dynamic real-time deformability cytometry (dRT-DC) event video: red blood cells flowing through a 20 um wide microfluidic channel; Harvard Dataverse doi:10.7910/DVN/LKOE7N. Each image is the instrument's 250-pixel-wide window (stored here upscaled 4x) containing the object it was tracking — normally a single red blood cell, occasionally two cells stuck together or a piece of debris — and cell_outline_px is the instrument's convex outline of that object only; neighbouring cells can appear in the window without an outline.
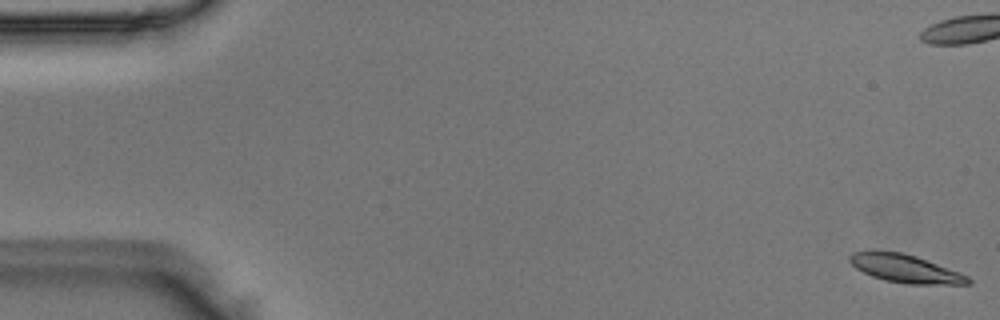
{"species": "Egyptian fruit bat (a non-hibernating species)", "species_latin": "Rousettus aegyptiacus", "temperature_condition": "room temperature", "stored_images_in_passage": 53, "camera_frame_rate_fps": 3000, "um_per_image_px": 0.085, "animal": {"sex": "male"}, "frame": {"image": 1, "passage_image": 1, "time_ms": 0.0, "image_size_px": [1000, 320], "cell_outline_px": [[972, 284], [908, 284], [884, 280], [872, 276], [856, 268], [848, 260], [848, 256], [852, 252], [900, 252], [916, 256], [960, 272], [968, 276], [972, 280]], "centroid_in_image_um": [76.99, 22.85], "position_along_channel_um": 8.0, "area_um2": 19.13}}
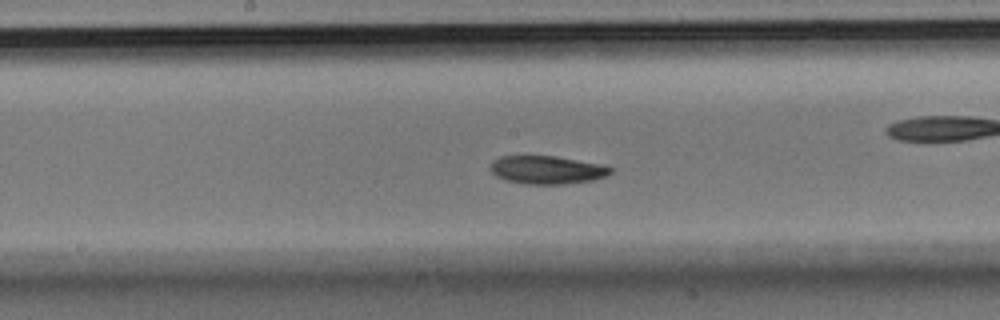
{"frame": {"image": 2, "passage_image": 27, "time_ms": 8.667, "image_size_px": [1000, 320], "cell_outline_px": [[616, 168], [612, 172], [604, 176], [592, 180], [564, 184], [528, 184], [504, 180], [496, 176], [488, 168], [488, 164], [492, 160], [500, 156], [556, 156], [604, 164]], "centroid_in_image_um": [46.48, 14.43], "position_along_channel_um": 201.7, "area_um2": 20.06}}
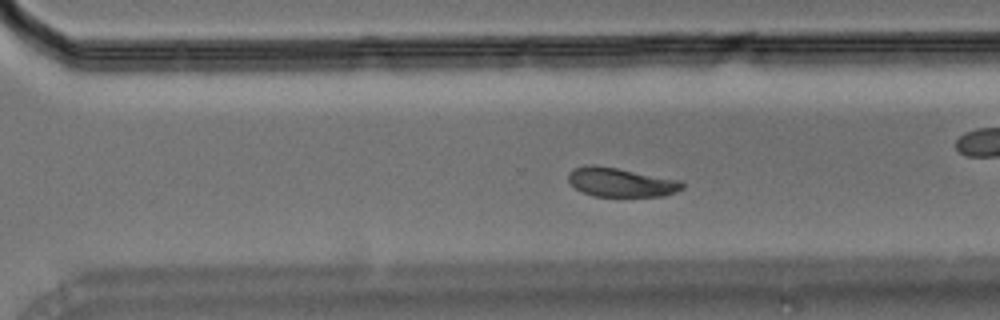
{"frame": {"image": 3, "passage_image": 36, "time_ms": 11.667, "image_size_px": [1000, 320], "cell_outline_px": [[684, 188], [676, 192], [664, 196], [592, 196], [580, 192], [568, 180], [568, 172], [572, 168], [584, 164], [596, 164], [680, 180], [684, 184]], "centroid_in_image_um": [52.73, 15.48], "position_along_channel_um": 317.9, "area_um2": 19.54}}